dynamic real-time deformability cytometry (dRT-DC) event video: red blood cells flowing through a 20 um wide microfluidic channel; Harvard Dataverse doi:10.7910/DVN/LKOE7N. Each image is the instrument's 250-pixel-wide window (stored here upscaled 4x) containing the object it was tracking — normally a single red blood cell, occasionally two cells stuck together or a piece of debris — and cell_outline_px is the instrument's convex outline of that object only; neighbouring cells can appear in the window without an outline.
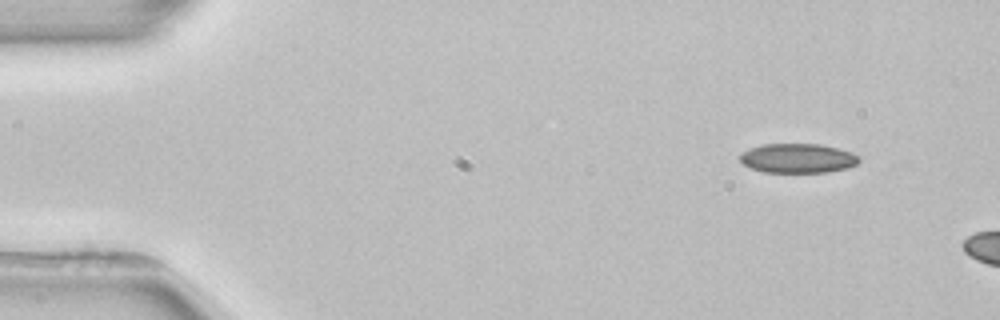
{"species": "common noctule bat (a hibernating species)", "species_latin": "Nyctalus noctula", "temperature_condition": "room temperature", "stored_images_in_passage": 3, "camera_frame_rate_fps": 3000, "um_per_image_px": 0.085, "animal": {"sex": "female", "body_mass_g": 22.7, "forearm_length_mm": 54.2}, "frame": {"image": 1, "passage_image": 1, "time_ms": 0.0, "image_size_px": [1000, 320], "cell_outline_px": [[860, 160], [856, 164], [844, 168], [828, 172], [764, 172], [752, 168], [744, 164], [740, 160], [740, 152], [748, 148], [764, 144], [820, 144], [852, 152], [860, 156]], "centroid_in_image_um": [67.79, 13.44], "position_along_channel_um": 17.2, "area_um2": 20.35}}